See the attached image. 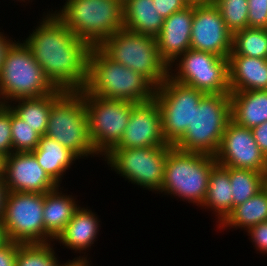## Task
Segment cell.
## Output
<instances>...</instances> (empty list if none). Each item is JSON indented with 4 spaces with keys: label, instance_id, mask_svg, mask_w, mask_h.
<instances>
[{
    "label": "cell",
    "instance_id": "obj_32",
    "mask_svg": "<svg viewBox=\"0 0 267 266\" xmlns=\"http://www.w3.org/2000/svg\"><path fill=\"white\" fill-rule=\"evenodd\" d=\"M11 137L13 152H32L40 135L11 109Z\"/></svg>",
    "mask_w": 267,
    "mask_h": 266
},
{
    "label": "cell",
    "instance_id": "obj_39",
    "mask_svg": "<svg viewBox=\"0 0 267 266\" xmlns=\"http://www.w3.org/2000/svg\"><path fill=\"white\" fill-rule=\"evenodd\" d=\"M5 35L7 34H5L4 32H0V71H1V67L4 62V58L6 57L7 51L9 50L11 45L16 41L15 39L14 41L11 40L12 37H9L8 35L5 36Z\"/></svg>",
    "mask_w": 267,
    "mask_h": 266
},
{
    "label": "cell",
    "instance_id": "obj_37",
    "mask_svg": "<svg viewBox=\"0 0 267 266\" xmlns=\"http://www.w3.org/2000/svg\"><path fill=\"white\" fill-rule=\"evenodd\" d=\"M20 243L10 241L0 248V266H15L17 248Z\"/></svg>",
    "mask_w": 267,
    "mask_h": 266
},
{
    "label": "cell",
    "instance_id": "obj_33",
    "mask_svg": "<svg viewBox=\"0 0 267 266\" xmlns=\"http://www.w3.org/2000/svg\"><path fill=\"white\" fill-rule=\"evenodd\" d=\"M13 152L11 137V108L0 105V154L7 157Z\"/></svg>",
    "mask_w": 267,
    "mask_h": 266
},
{
    "label": "cell",
    "instance_id": "obj_3",
    "mask_svg": "<svg viewBox=\"0 0 267 266\" xmlns=\"http://www.w3.org/2000/svg\"><path fill=\"white\" fill-rule=\"evenodd\" d=\"M53 13L91 47L124 28L123 0H65Z\"/></svg>",
    "mask_w": 267,
    "mask_h": 266
},
{
    "label": "cell",
    "instance_id": "obj_10",
    "mask_svg": "<svg viewBox=\"0 0 267 266\" xmlns=\"http://www.w3.org/2000/svg\"><path fill=\"white\" fill-rule=\"evenodd\" d=\"M168 72L172 80L205 94H230L228 58L190 48L168 66Z\"/></svg>",
    "mask_w": 267,
    "mask_h": 266
},
{
    "label": "cell",
    "instance_id": "obj_20",
    "mask_svg": "<svg viewBox=\"0 0 267 266\" xmlns=\"http://www.w3.org/2000/svg\"><path fill=\"white\" fill-rule=\"evenodd\" d=\"M60 185L44 193V243L54 242L63 232L79 208L78 200L74 195H66ZM77 200V201H76Z\"/></svg>",
    "mask_w": 267,
    "mask_h": 266
},
{
    "label": "cell",
    "instance_id": "obj_11",
    "mask_svg": "<svg viewBox=\"0 0 267 266\" xmlns=\"http://www.w3.org/2000/svg\"><path fill=\"white\" fill-rule=\"evenodd\" d=\"M82 97L89 122V135L97 153L103 158L121 140L136 103L90 95Z\"/></svg>",
    "mask_w": 267,
    "mask_h": 266
},
{
    "label": "cell",
    "instance_id": "obj_7",
    "mask_svg": "<svg viewBox=\"0 0 267 266\" xmlns=\"http://www.w3.org/2000/svg\"><path fill=\"white\" fill-rule=\"evenodd\" d=\"M98 47L113 61L144 76L155 88L168 77V66L160 58L155 37L123 28Z\"/></svg>",
    "mask_w": 267,
    "mask_h": 266
},
{
    "label": "cell",
    "instance_id": "obj_40",
    "mask_svg": "<svg viewBox=\"0 0 267 266\" xmlns=\"http://www.w3.org/2000/svg\"><path fill=\"white\" fill-rule=\"evenodd\" d=\"M68 260L69 261H67L65 263L59 262L57 264V266H91L92 265L90 257L88 259L84 258V257H81V258L80 257H74L73 260H70V259H68ZM89 260H90V262H89Z\"/></svg>",
    "mask_w": 267,
    "mask_h": 266
},
{
    "label": "cell",
    "instance_id": "obj_24",
    "mask_svg": "<svg viewBox=\"0 0 267 266\" xmlns=\"http://www.w3.org/2000/svg\"><path fill=\"white\" fill-rule=\"evenodd\" d=\"M123 22L126 30L156 38L164 18L158 14L153 0H123Z\"/></svg>",
    "mask_w": 267,
    "mask_h": 266
},
{
    "label": "cell",
    "instance_id": "obj_23",
    "mask_svg": "<svg viewBox=\"0 0 267 266\" xmlns=\"http://www.w3.org/2000/svg\"><path fill=\"white\" fill-rule=\"evenodd\" d=\"M32 153L42 169L60 186L67 170L80 159L71 150L46 135L40 136L39 144Z\"/></svg>",
    "mask_w": 267,
    "mask_h": 266
},
{
    "label": "cell",
    "instance_id": "obj_28",
    "mask_svg": "<svg viewBox=\"0 0 267 266\" xmlns=\"http://www.w3.org/2000/svg\"><path fill=\"white\" fill-rule=\"evenodd\" d=\"M230 176L233 209L253 197L265 186V175L258 171L222 166Z\"/></svg>",
    "mask_w": 267,
    "mask_h": 266
},
{
    "label": "cell",
    "instance_id": "obj_21",
    "mask_svg": "<svg viewBox=\"0 0 267 266\" xmlns=\"http://www.w3.org/2000/svg\"><path fill=\"white\" fill-rule=\"evenodd\" d=\"M230 92L267 90V59L229 55Z\"/></svg>",
    "mask_w": 267,
    "mask_h": 266
},
{
    "label": "cell",
    "instance_id": "obj_8",
    "mask_svg": "<svg viewBox=\"0 0 267 266\" xmlns=\"http://www.w3.org/2000/svg\"><path fill=\"white\" fill-rule=\"evenodd\" d=\"M230 120V94H205L194 109L192 124L174 147L215 156Z\"/></svg>",
    "mask_w": 267,
    "mask_h": 266
},
{
    "label": "cell",
    "instance_id": "obj_30",
    "mask_svg": "<svg viewBox=\"0 0 267 266\" xmlns=\"http://www.w3.org/2000/svg\"><path fill=\"white\" fill-rule=\"evenodd\" d=\"M55 242L19 244L15 266H57L59 257Z\"/></svg>",
    "mask_w": 267,
    "mask_h": 266
},
{
    "label": "cell",
    "instance_id": "obj_13",
    "mask_svg": "<svg viewBox=\"0 0 267 266\" xmlns=\"http://www.w3.org/2000/svg\"><path fill=\"white\" fill-rule=\"evenodd\" d=\"M44 193L7 192L2 224L10 241L44 243Z\"/></svg>",
    "mask_w": 267,
    "mask_h": 266
},
{
    "label": "cell",
    "instance_id": "obj_14",
    "mask_svg": "<svg viewBox=\"0 0 267 266\" xmlns=\"http://www.w3.org/2000/svg\"><path fill=\"white\" fill-rule=\"evenodd\" d=\"M190 48L223 58L231 53L232 34L211 0L193 6Z\"/></svg>",
    "mask_w": 267,
    "mask_h": 266
},
{
    "label": "cell",
    "instance_id": "obj_25",
    "mask_svg": "<svg viewBox=\"0 0 267 266\" xmlns=\"http://www.w3.org/2000/svg\"><path fill=\"white\" fill-rule=\"evenodd\" d=\"M229 173L220 165H216L209 176L205 200L200 207L213 211L219 226L233 210V194Z\"/></svg>",
    "mask_w": 267,
    "mask_h": 266
},
{
    "label": "cell",
    "instance_id": "obj_17",
    "mask_svg": "<svg viewBox=\"0 0 267 266\" xmlns=\"http://www.w3.org/2000/svg\"><path fill=\"white\" fill-rule=\"evenodd\" d=\"M166 143L161 129L160 110L153 99L138 103L132 110L120 142L114 148L159 147Z\"/></svg>",
    "mask_w": 267,
    "mask_h": 266
},
{
    "label": "cell",
    "instance_id": "obj_9",
    "mask_svg": "<svg viewBox=\"0 0 267 266\" xmlns=\"http://www.w3.org/2000/svg\"><path fill=\"white\" fill-rule=\"evenodd\" d=\"M172 147L165 144L159 147L113 148L102 160L128 183L158 194L164 178L167 154Z\"/></svg>",
    "mask_w": 267,
    "mask_h": 266
},
{
    "label": "cell",
    "instance_id": "obj_27",
    "mask_svg": "<svg viewBox=\"0 0 267 266\" xmlns=\"http://www.w3.org/2000/svg\"><path fill=\"white\" fill-rule=\"evenodd\" d=\"M65 92L57 89L55 92L38 98H20L8 105L40 136L45 135L52 104Z\"/></svg>",
    "mask_w": 267,
    "mask_h": 266
},
{
    "label": "cell",
    "instance_id": "obj_15",
    "mask_svg": "<svg viewBox=\"0 0 267 266\" xmlns=\"http://www.w3.org/2000/svg\"><path fill=\"white\" fill-rule=\"evenodd\" d=\"M214 157L220 166L267 173V158L257 145L252 130L232 120L226 126Z\"/></svg>",
    "mask_w": 267,
    "mask_h": 266
},
{
    "label": "cell",
    "instance_id": "obj_18",
    "mask_svg": "<svg viewBox=\"0 0 267 266\" xmlns=\"http://www.w3.org/2000/svg\"><path fill=\"white\" fill-rule=\"evenodd\" d=\"M192 21L193 5H188L164 19L156 40L160 58L167 66L190 49Z\"/></svg>",
    "mask_w": 267,
    "mask_h": 266
},
{
    "label": "cell",
    "instance_id": "obj_19",
    "mask_svg": "<svg viewBox=\"0 0 267 266\" xmlns=\"http://www.w3.org/2000/svg\"><path fill=\"white\" fill-rule=\"evenodd\" d=\"M89 208L87 205L86 207L80 205L63 232L54 241L60 246L64 245L65 248L73 250L74 253H79L80 256L77 257L80 258H88L86 252H89L91 246L98 241L96 239L101 229L99 216Z\"/></svg>",
    "mask_w": 267,
    "mask_h": 266
},
{
    "label": "cell",
    "instance_id": "obj_31",
    "mask_svg": "<svg viewBox=\"0 0 267 266\" xmlns=\"http://www.w3.org/2000/svg\"><path fill=\"white\" fill-rule=\"evenodd\" d=\"M219 9L227 30L233 35L248 27V0H211Z\"/></svg>",
    "mask_w": 267,
    "mask_h": 266
},
{
    "label": "cell",
    "instance_id": "obj_41",
    "mask_svg": "<svg viewBox=\"0 0 267 266\" xmlns=\"http://www.w3.org/2000/svg\"><path fill=\"white\" fill-rule=\"evenodd\" d=\"M6 194H7L6 185L3 179H0V221L2 220Z\"/></svg>",
    "mask_w": 267,
    "mask_h": 266
},
{
    "label": "cell",
    "instance_id": "obj_46",
    "mask_svg": "<svg viewBox=\"0 0 267 266\" xmlns=\"http://www.w3.org/2000/svg\"><path fill=\"white\" fill-rule=\"evenodd\" d=\"M265 186L267 187V173L265 175Z\"/></svg>",
    "mask_w": 267,
    "mask_h": 266
},
{
    "label": "cell",
    "instance_id": "obj_44",
    "mask_svg": "<svg viewBox=\"0 0 267 266\" xmlns=\"http://www.w3.org/2000/svg\"><path fill=\"white\" fill-rule=\"evenodd\" d=\"M187 3V5H197V4H201L203 2H205L206 0H183Z\"/></svg>",
    "mask_w": 267,
    "mask_h": 266
},
{
    "label": "cell",
    "instance_id": "obj_42",
    "mask_svg": "<svg viewBox=\"0 0 267 266\" xmlns=\"http://www.w3.org/2000/svg\"><path fill=\"white\" fill-rule=\"evenodd\" d=\"M9 242H10V240L7 236L6 229H5L4 225L2 224V221H0V248L5 246Z\"/></svg>",
    "mask_w": 267,
    "mask_h": 266
},
{
    "label": "cell",
    "instance_id": "obj_36",
    "mask_svg": "<svg viewBox=\"0 0 267 266\" xmlns=\"http://www.w3.org/2000/svg\"><path fill=\"white\" fill-rule=\"evenodd\" d=\"M153 3H155L158 14L164 19L188 6L183 0H153Z\"/></svg>",
    "mask_w": 267,
    "mask_h": 266
},
{
    "label": "cell",
    "instance_id": "obj_6",
    "mask_svg": "<svg viewBox=\"0 0 267 266\" xmlns=\"http://www.w3.org/2000/svg\"><path fill=\"white\" fill-rule=\"evenodd\" d=\"M45 135L71 150L80 159L86 160L89 156L101 158L89 135L82 90L65 91L52 104Z\"/></svg>",
    "mask_w": 267,
    "mask_h": 266
},
{
    "label": "cell",
    "instance_id": "obj_35",
    "mask_svg": "<svg viewBox=\"0 0 267 266\" xmlns=\"http://www.w3.org/2000/svg\"><path fill=\"white\" fill-rule=\"evenodd\" d=\"M246 232L256 251L264 255L267 254V221L254 225Z\"/></svg>",
    "mask_w": 267,
    "mask_h": 266
},
{
    "label": "cell",
    "instance_id": "obj_45",
    "mask_svg": "<svg viewBox=\"0 0 267 266\" xmlns=\"http://www.w3.org/2000/svg\"><path fill=\"white\" fill-rule=\"evenodd\" d=\"M14 1H15V0H14ZM17 1L20 2V3H21V2H25V3H26V6H27V3H30V1H31V3H32L33 0H16V2H17ZM27 1H28V2H27Z\"/></svg>",
    "mask_w": 267,
    "mask_h": 266
},
{
    "label": "cell",
    "instance_id": "obj_29",
    "mask_svg": "<svg viewBox=\"0 0 267 266\" xmlns=\"http://www.w3.org/2000/svg\"><path fill=\"white\" fill-rule=\"evenodd\" d=\"M229 55L267 59V29L247 27L233 34Z\"/></svg>",
    "mask_w": 267,
    "mask_h": 266
},
{
    "label": "cell",
    "instance_id": "obj_16",
    "mask_svg": "<svg viewBox=\"0 0 267 266\" xmlns=\"http://www.w3.org/2000/svg\"><path fill=\"white\" fill-rule=\"evenodd\" d=\"M3 181L7 192L46 193L59 186L32 152H12L5 157Z\"/></svg>",
    "mask_w": 267,
    "mask_h": 266
},
{
    "label": "cell",
    "instance_id": "obj_12",
    "mask_svg": "<svg viewBox=\"0 0 267 266\" xmlns=\"http://www.w3.org/2000/svg\"><path fill=\"white\" fill-rule=\"evenodd\" d=\"M204 95L169 76L155 88L154 100L160 110L162 134L167 144L174 146L184 136Z\"/></svg>",
    "mask_w": 267,
    "mask_h": 266
},
{
    "label": "cell",
    "instance_id": "obj_38",
    "mask_svg": "<svg viewBox=\"0 0 267 266\" xmlns=\"http://www.w3.org/2000/svg\"><path fill=\"white\" fill-rule=\"evenodd\" d=\"M253 137L261 152L267 158V121L252 128Z\"/></svg>",
    "mask_w": 267,
    "mask_h": 266
},
{
    "label": "cell",
    "instance_id": "obj_4",
    "mask_svg": "<svg viewBox=\"0 0 267 266\" xmlns=\"http://www.w3.org/2000/svg\"><path fill=\"white\" fill-rule=\"evenodd\" d=\"M217 165L216 158L199 152H185L174 146L168 151L164 178L159 194L202 206L209 176Z\"/></svg>",
    "mask_w": 267,
    "mask_h": 266
},
{
    "label": "cell",
    "instance_id": "obj_22",
    "mask_svg": "<svg viewBox=\"0 0 267 266\" xmlns=\"http://www.w3.org/2000/svg\"><path fill=\"white\" fill-rule=\"evenodd\" d=\"M231 120L252 129L267 121V90L230 92Z\"/></svg>",
    "mask_w": 267,
    "mask_h": 266
},
{
    "label": "cell",
    "instance_id": "obj_43",
    "mask_svg": "<svg viewBox=\"0 0 267 266\" xmlns=\"http://www.w3.org/2000/svg\"><path fill=\"white\" fill-rule=\"evenodd\" d=\"M4 159L5 157L0 154V179H3Z\"/></svg>",
    "mask_w": 267,
    "mask_h": 266
},
{
    "label": "cell",
    "instance_id": "obj_2",
    "mask_svg": "<svg viewBox=\"0 0 267 266\" xmlns=\"http://www.w3.org/2000/svg\"><path fill=\"white\" fill-rule=\"evenodd\" d=\"M84 89L90 95L136 104L153 100L155 93L144 76L113 61L99 47H91Z\"/></svg>",
    "mask_w": 267,
    "mask_h": 266
},
{
    "label": "cell",
    "instance_id": "obj_26",
    "mask_svg": "<svg viewBox=\"0 0 267 266\" xmlns=\"http://www.w3.org/2000/svg\"><path fill=\"white\" fill-rule=\"evenodd\" d=\"M267 221V187L264 186L253 197L234 207L217 228L220 230L241 229L248 231L254 225ZM221 228V229H220ZM236 228V229H235Z\"/></svg>",
    "mask_w": 267,
    "mask_h": 266
},
{
    "label": "cell",
    "instance_id": "obj_34",
    "mask_svg": "<svg viewBox=\"0 0 267 266\" xmlns=\"http://www.w3.org/2000/svg\"><path fill=\"white\" fill-rule=\"evenodd\" d=\"M248 27L267 29V0H248Z\"/></svg>",
    "mask_w": 267,
    "mask_h": 266
},
{
    "label": "cell",
    "instance_id": "obj_5",
    "mask_svg": "<svg viewBox=\"0 0 267 266\" xmlns=\"http://www.w3.org/2000/svg\"><path fill=\"white\" fill-rule=\"evenodd\" d=\"M56 90L24 41H15L7 51L0 71L1 104L8 105L20 98L42 97Z\"/></svg>",
    "mask_w": 267,
    "mask_h": 266
},
{
    "label": "cell",
    "instance_id": "obj_1",
    "mask_svg": "<svg viewBox=\"0 0 267 266\" xmlns=\"http://www.w3.org/2000/svg\"><path fill=\"white\" fill-rule=\"evenodd\" d=\"M52 11L43 12L24 43L57 89L83 90L91 46L75 36Z\"/></svg>",
    "mask_w": 267,
    "mask_h": 266
}]
</instances>
